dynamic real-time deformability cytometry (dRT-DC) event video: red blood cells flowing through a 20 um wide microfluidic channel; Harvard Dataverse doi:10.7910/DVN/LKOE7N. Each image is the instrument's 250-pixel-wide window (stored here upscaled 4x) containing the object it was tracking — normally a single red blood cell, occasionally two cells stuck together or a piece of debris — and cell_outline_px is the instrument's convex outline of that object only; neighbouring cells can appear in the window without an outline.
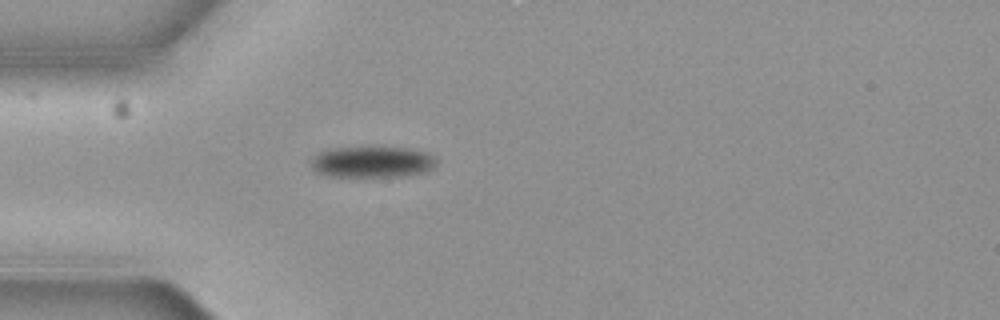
{"species": "common noctule bat (a hibernating species)", "species_latin": "Nyctalus noctula", "temperature_condition": "cold", "stored_images_in_passage": 3, "camera_frame_rate_fps": 3000, "um_per_image_px": 0.085, "animal": {"sex": "female", "body_mass_g": 19.3, "forearm_length_mm": 54.1}, "frame": {"image": 1, "passage_image": 3, "time_ms": 0.667, "image_size_px": [1000, 320], "cell_outline_px": [[436, 164], [432, 168], [420, 172], [400, 176], [328, 176], [316, 172], [312, 168], [312, 160], [320, 152], [332, 148], [412, 148], [428, 152], [436, 160]], "centroid_in_image_um": [31.64, 13.76], "position_along_channel_um": 53.4, "area_um2": 22.31}}